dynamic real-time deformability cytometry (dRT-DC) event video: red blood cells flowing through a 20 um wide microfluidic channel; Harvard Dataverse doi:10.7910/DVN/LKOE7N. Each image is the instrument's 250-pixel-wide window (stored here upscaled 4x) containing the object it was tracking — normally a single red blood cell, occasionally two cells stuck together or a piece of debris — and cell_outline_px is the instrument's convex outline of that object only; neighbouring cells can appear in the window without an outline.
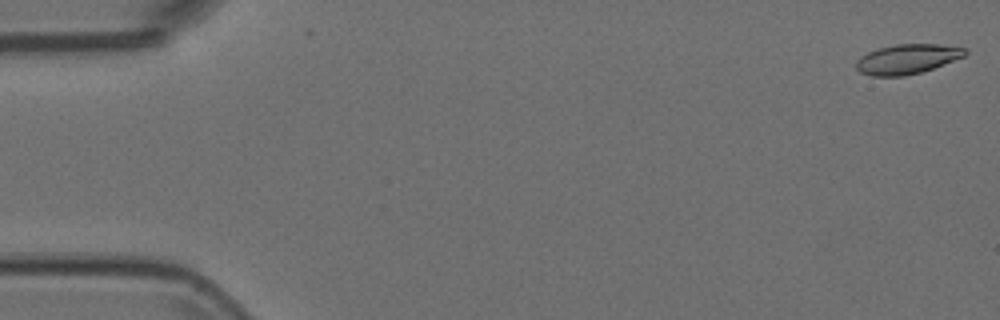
{"species": "Egyptian fruit bat (a non-hibernating species)", "species_latin": "Rousettus aegyptiacus", "temperature_condition": "room temperature", "stored_images_in_passage": 2, "camera_frame_rate_fps": 3000, "um_per_image_px": 0.085, "animal": {"sex": "female"}, "frame": {"image": 1, "passage_image": 1, "time_ms": 0.0, "image_size_px": [1000, 320], "cell_outline_px": [[968, 52], [964, 56], [932, 68], [920, 72], [904, 76], [872, 76], [860, 72], [856, 68], [856, 60], [860, 56], [868, 52], [880, 48], [896, 44], [940, 44], [968, 48]], "centroid_in_image_um": [77.11, 5.01], "position_along_channel_um": 7.9, "area_um2": 18.79}}